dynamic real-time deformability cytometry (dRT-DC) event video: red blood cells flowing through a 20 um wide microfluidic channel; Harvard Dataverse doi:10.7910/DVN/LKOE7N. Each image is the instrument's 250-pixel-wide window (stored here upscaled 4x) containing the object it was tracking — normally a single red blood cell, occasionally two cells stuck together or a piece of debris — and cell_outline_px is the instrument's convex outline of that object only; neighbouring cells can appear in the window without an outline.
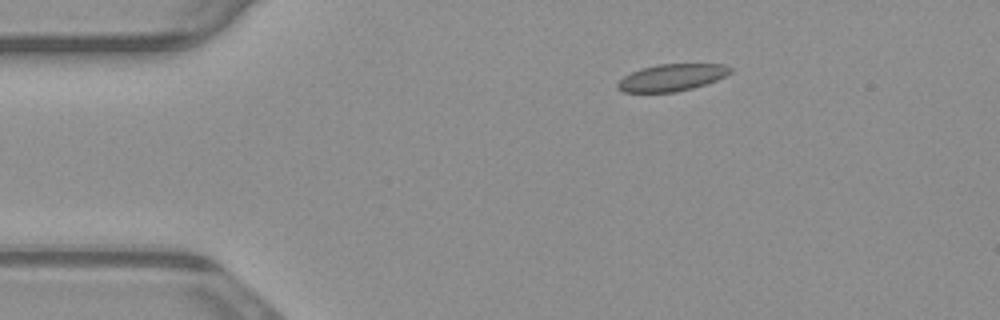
{"species": "common noctule bat (a hibernating species)", "species_latin": "Nyctalus noctula", "temperature_condition": "warm", "stored_images_in_passage": 28, "camera_frame_rate_fps": 3000, "um_per_image_px": 0.085, "animal": {"sex": "male", "body_mass_g": 23.1, "forearm_length_mm": 52.7}, "frame": {"image": 1, "passage_image": 1, "time_ms": 0.0, "image_size_px": [1000, 320], "cell_outline_px": [[732, 72], [716, 80], [692, 88], [676, 92], [624, 92], [616, 88], [616, 84], [624, 76], [640, 68], [660, 64], [724, 64], [732, 68]], "centroid_in_image_um": [57.08, 6.59], "position_along_channel_um": 27.9, "area_um2": 17.63}}
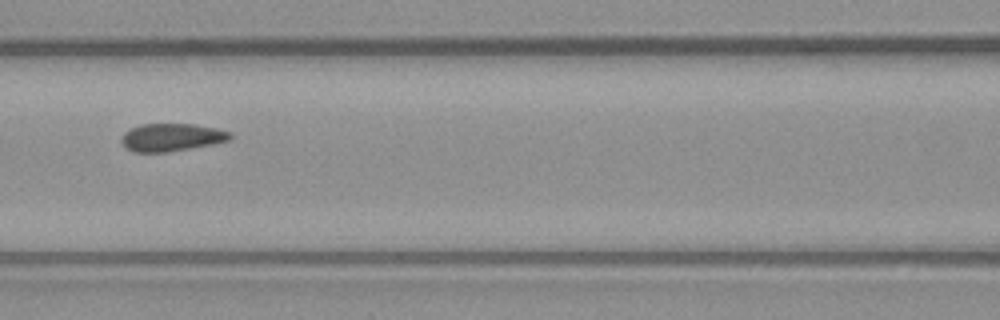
{"frame": {"image": 2, "passage_image": 15, "time_ms": 4.667, "image_size_px": [1000, 320], "cell_outline_px": [[232, 136], [228, 140], [212, 144], [168, 152], [132, 152], [124, 148], [120, 140], [124, 132], [140, 124], [196, 124], [216, 128], [232, 132]], "centroid_in_image_um": [14.55, 11.67], "position_along_channel_um": 152.1, "area_um2": 17.69}}
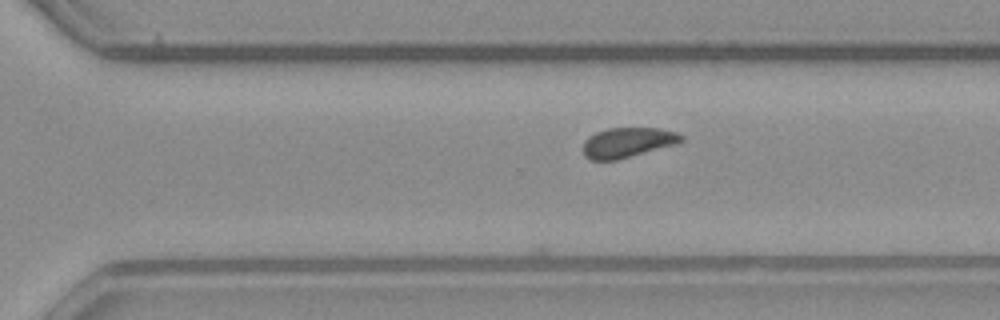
{"frame": {"image": 3, "passage_image": 28, "time_ms": 9.0, "image_size_px": [1000, 320], "cell_outline_px": [[684, 140], [676, 144], [616, 160], [588, 160], [584, 156], [584, 140], [588, 136], [596, 132], [608, 128], [660, 128], [676, 132], [684, 136]], "centroid_in_image_um": [53.34, 12.11], "position_along_channel_um": 317.3, "area_um2": 17.17}}